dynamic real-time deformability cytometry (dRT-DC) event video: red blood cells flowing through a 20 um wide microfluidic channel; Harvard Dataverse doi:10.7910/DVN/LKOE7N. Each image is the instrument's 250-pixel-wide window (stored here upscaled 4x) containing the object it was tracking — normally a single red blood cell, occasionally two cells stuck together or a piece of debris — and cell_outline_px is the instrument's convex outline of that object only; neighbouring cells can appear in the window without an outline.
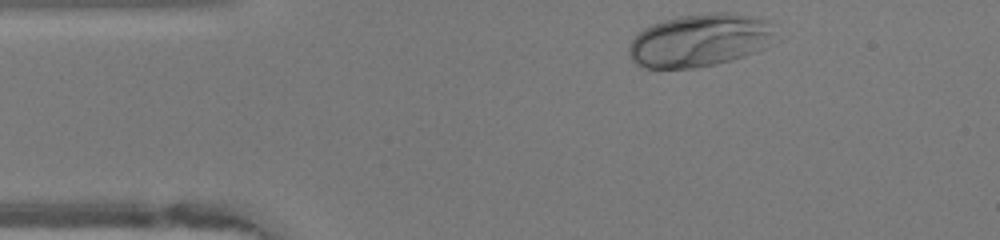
{"species": "human", "species_latin": "Homo sapiens", "temperature_condition": "warm", "stored_images_in_passage": 32, "camera_frame_rate_fps": 3000, "um_per_image_px": 0.085, "donor": {"sex": "female"}, "frame": {"image": 1, "passage_image": 1, "time_ms": 0.0, "image_size_px": [1000, 240], "cell_outline_px": [[772, 40], [764, 48], [744, 56], [732, 60], [716, 64], [696, 68], [640, 68], [628, 56], [628, 48], [632, 40], [644, 28], [652, 24], [664, 20], [680, 16], [708, 12], [732, 12], [752, 16], [768, 20], [772, 32]], "centroid_in_image_um": [59.43, 3.43], "position_along_channel_um": 25.6, "area_um2": 45.2}}
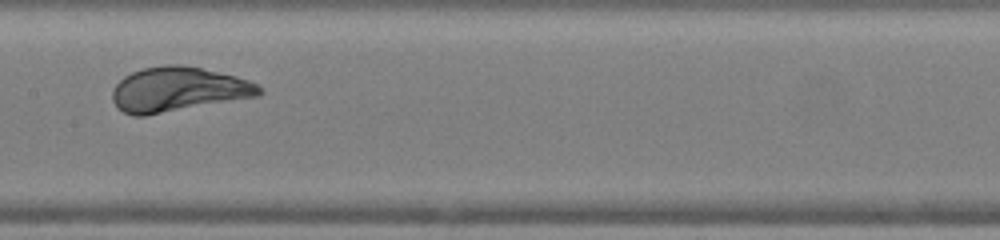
{"frame": {"image": 2, "passage_image": 17, "time_ms": 5.333, "image_size_px": [1000, 240], "cell_outline_px": [[264, 92], [260, 96], [144, 116], [132, 116], [116, 108], [112, 100], [112, 92], [116, 84], [124, 76], [132, 72], [144, 68], [168, 64], [180, 64], [200, 68], [236, 76], [248, 80], [264, 88]], "centroid_in_image_um": [15.15, 7.61], "position_along_channel_um": 192.3, "area_um2": 38.32}}
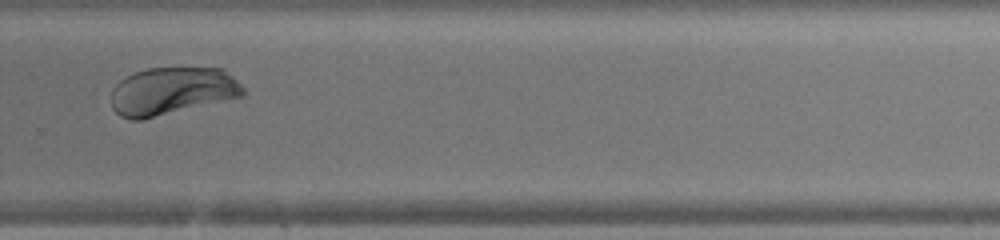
{"frame": {"image": 3, "passage_image": 26, "time_ms": 8.333, "image_size_px": [1000, 240], "cell_outline_px": [[244, 96], [144, 120], [128, 120], [120, 116], [112, 108], [112, 88], [120, 80], [136, 72], [148, 68], [224, 68], [244, 88]], "centroid_in_image_um": [14.62, 7.76], "position_along_channel_um": 315.2, "area_um2": 36.88}, "authors_computed_cell_mechanics": {"area_um2": 37.9746, "velocity_mm_per_s": 4.1097, "shape_relaxation_time_tau1_ms": 2.4798, "shape_relaxation_time_tau2_ms": null, "deformation_change_tau1": 0.1917, "deformation_change_tau2": null}}